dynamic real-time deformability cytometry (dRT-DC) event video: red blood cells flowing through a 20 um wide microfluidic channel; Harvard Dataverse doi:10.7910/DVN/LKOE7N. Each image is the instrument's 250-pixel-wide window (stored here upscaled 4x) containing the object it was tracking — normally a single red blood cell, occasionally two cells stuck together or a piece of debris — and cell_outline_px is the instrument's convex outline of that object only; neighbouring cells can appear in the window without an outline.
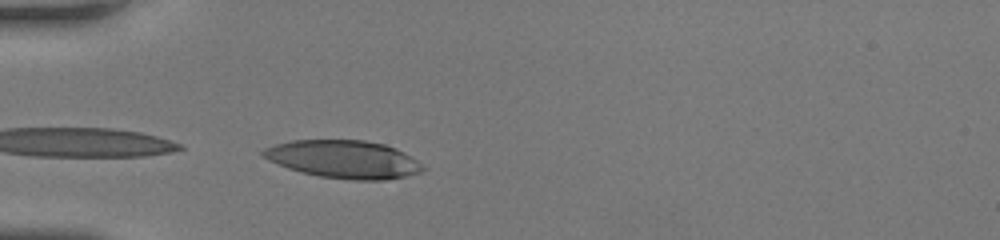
{"species": "human", "species_latin": "Homo sapiens", "temperature_condition": "room temperature", "stored_images_in_passage": 23, "camera_frame_rate_fps": 3000, "um_per_image_px": 0.085, "donor": {"sex": "female"}, "frame": {"image": 1, "passage_image": 1, "time_ms": 0.0, "image_size_px": [1000, 240], "cell_outline_px": [[424, 168], [420, 172], [404, 176], [384, 180], [352, 180], [320, 176], [300, 172], [288, 168], [268, 160], [260, 152], [264, 148], [276, 144], [292, 140], [364, 140], [384, 144], [396, 148], [404, 152], [416, 160]], "centroid_in_image_um": [29.19, 13.53], "position_along_channel_um": 55.8, "area_um2": 35.03}}
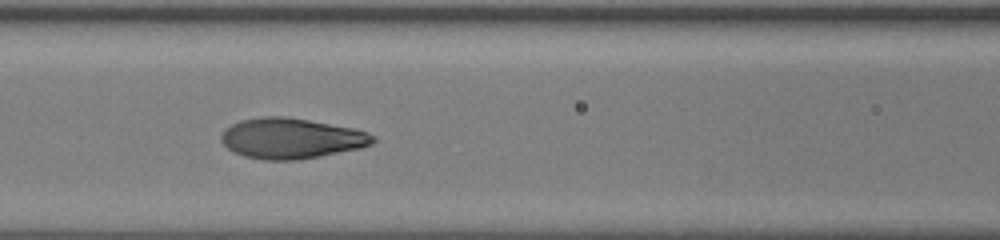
{"frame": {"image": 2, "passage_image": 8, "time_ms": 2.333, "image_size_px": [1000, 240], "cell_outline_px": [[376, 140], [372, 144], [360, 148], [320, 156], [296, 160], [264, 160], [244, 156], [228, 148], [220, 140], [220, 136], [224, 128], [240, 120], [260, 116], [284, 116], [308, 120], [352, 128], [368, 132], [376, 136]], "centroid_in_image_um": [24.74, 11.75], "position_along_channel_um": 141.9, "area_um2": 35.84}}
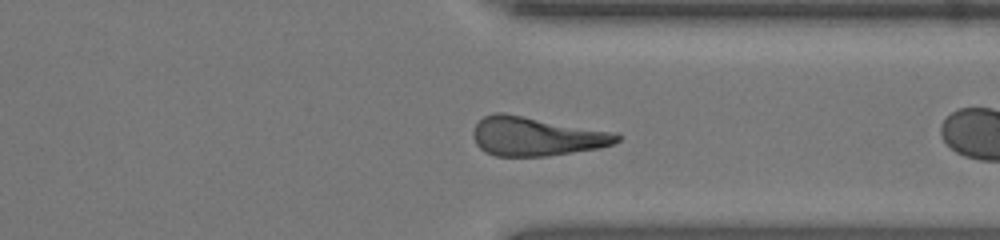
{"frame": {"image": 3, "passage_image": 21, "time_ms": 6.667, "image_size_px": [1000, 240], "cell_outline_px": [[620, 140], [612, 144], [600, 148], [544, 156], [496, 156], [484, 152], [476, 144], [472, 136], [472, 132], [476, 124], [484, 116], [496, 112], [504, 112], [620, 132]], "centroid_in_image_um": [45.61, 11.57], "position_along_channel_um": 365.8, "area_um2": 33.18}}